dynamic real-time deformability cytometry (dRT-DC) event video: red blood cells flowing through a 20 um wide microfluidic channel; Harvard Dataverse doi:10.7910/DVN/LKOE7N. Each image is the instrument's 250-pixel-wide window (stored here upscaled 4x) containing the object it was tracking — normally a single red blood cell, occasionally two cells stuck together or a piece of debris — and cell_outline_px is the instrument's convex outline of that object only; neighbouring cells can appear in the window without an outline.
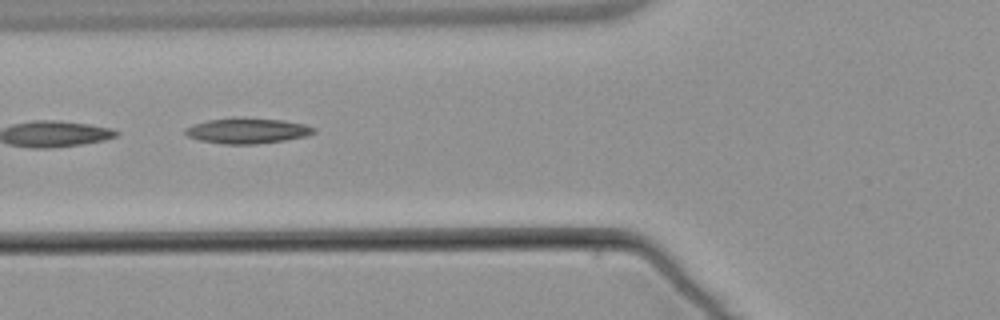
{"species": "common noctule bat (a hibernating species)", "species_latin": "Nyctalus noctula", "temperature_condition": "warm", "stored_images_in_passage": 7, "camera_frame_rate_fps": 3000, "um_per_image_px": 0.085, "animal": {"sex": "male", "body_mass_g": 21.5, "forearm_length_mm": 52.0}, "frame": {"image": 1, "passage_image": 5, "time_ms": 6.0, "image_size_px": [1000, 320], "cell_outline_px": [[316, 132], [308, 136], [284, 140], [256, 144], [224, 144], [200, 140], [188, 136], [184, 132], [184, 128], [192, 124], [208, 120], [284, 120], [304, 124], [316, 128]], "centroid_in_image_um": [21.05, 11.15], "position_along_channel_um": 104.8, "area_um2": 18.32}}